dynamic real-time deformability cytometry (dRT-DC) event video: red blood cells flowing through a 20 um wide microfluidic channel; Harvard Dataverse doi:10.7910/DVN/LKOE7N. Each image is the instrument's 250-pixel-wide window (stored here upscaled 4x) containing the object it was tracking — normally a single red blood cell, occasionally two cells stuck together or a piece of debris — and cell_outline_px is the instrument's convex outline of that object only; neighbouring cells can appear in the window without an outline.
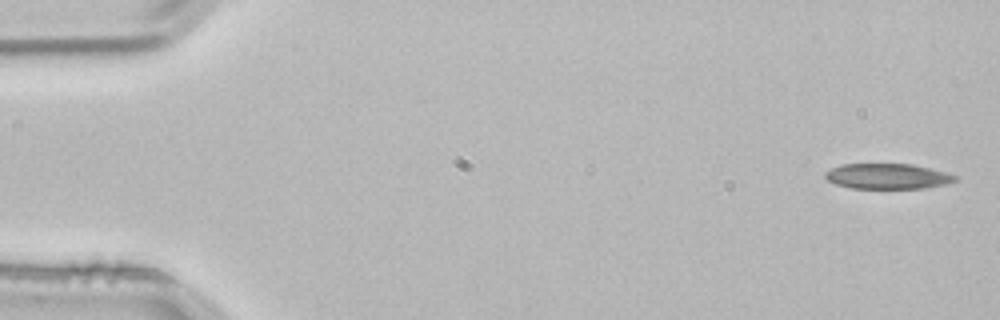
{"species": "common noctule bat (a hibernating species)", "species_latin": "Nyctalus noctula", "temperature_condition": "room temperature", "stored_images_in_passage": 4, "segment_of_instrument_passage": [1, 2], "camera_frame_rate_fps": 3000, "um_per_image_px": 0.085, "animal": {"sex": "male", "body_mass_g": 21.5, "forearm_length_mm": 52.0}, "frame": {"image": 1, "passage_image": 1, "time_ms": 0.0, "image_size_px": [1000, 320], "cell_outline_px": [[956, 180], [944, 184], [924, 188], [852, 188], [836, 184], [828, 180], [824, 176], [824, 172], [840, 164], [912, 164], [944, 172], [956, 176]], "centroid_in_image_um": [75.38, 14.98], "position_along_channel_um": 9.6, "area_um2": 18.96}}